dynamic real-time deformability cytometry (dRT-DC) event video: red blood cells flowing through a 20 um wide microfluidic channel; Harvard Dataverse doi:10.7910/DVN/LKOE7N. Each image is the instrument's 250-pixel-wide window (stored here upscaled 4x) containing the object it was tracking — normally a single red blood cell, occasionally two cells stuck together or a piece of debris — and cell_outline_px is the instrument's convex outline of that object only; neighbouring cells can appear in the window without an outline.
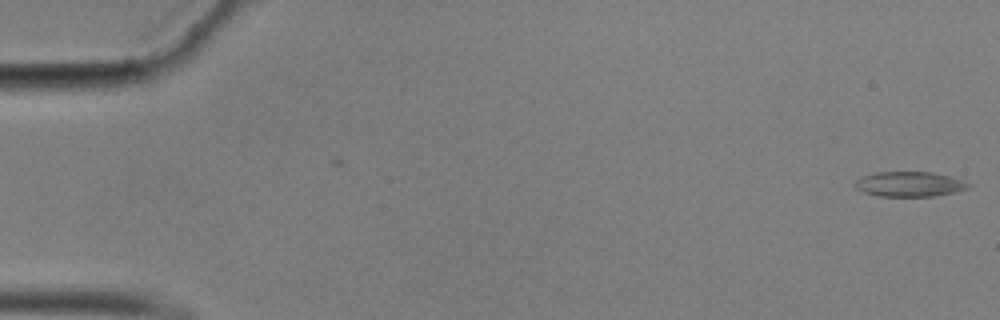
{"species": "common noctule bat (a hibernating species)", "species_latin": "Nyctalus noctula", "temperature_condition": "cold", "stored_images_in_passage": 6, "camera_frame_rate_fps": 3000, "um_per_image_px": 0.085, "animal": {"sex": "male", "body_mass_g": 17.9}, "frame": {"image": 1, "passage_image": 1, "time_ms": 0.0, "image_size_px": [1000, 320], "cell_outline_px": [[972, 184], [968, 188], [952, 192], [932, 196], [880, 196], [864, 192], [856, 188], [856, 180], [864, 176], [876, 172], [932, 172], [948, 176]], "centroid_in_image_um": [77.29, 15.65], "position_along_channel_um": 7.7, "area_um2": 16.13}}